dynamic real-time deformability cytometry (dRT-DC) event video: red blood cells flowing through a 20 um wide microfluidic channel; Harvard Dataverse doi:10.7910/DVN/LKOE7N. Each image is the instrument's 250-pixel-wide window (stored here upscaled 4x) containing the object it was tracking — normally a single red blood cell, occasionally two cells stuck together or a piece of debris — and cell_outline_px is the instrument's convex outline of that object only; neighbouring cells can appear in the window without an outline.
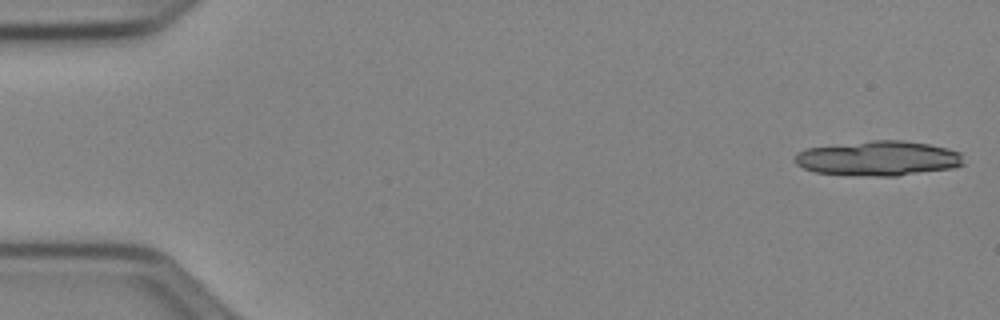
{"species": "Egyptian fruit bat (a non-hibernating species)", "species_latin": "Rousettus aegyptiacus", "temperature_condition": "cold", "stored_images_in_passage": 24, "camera_frame_rate_fps": 3000, "um_per_image_px": 0.085, "animal": {"sex": "female"}, "frame": {"image": 1, "passage_image": 1, "time_ms": 0.0, "image_size_px": [1000, 320], "cell_outline_px": [[964, 164], [952, 168], [896, 176], [852, 176], [816, 172], [804, 168], [796, 164], [792, 160], [796, 152], [804, 148], [872, 140], [904, 140], [928, 144], [948, 148], [960, 152]], "centroid_in_image_um": [74.6, 13.46], "position_along_channel_um": 10.4, "area_um2": 34.62}}
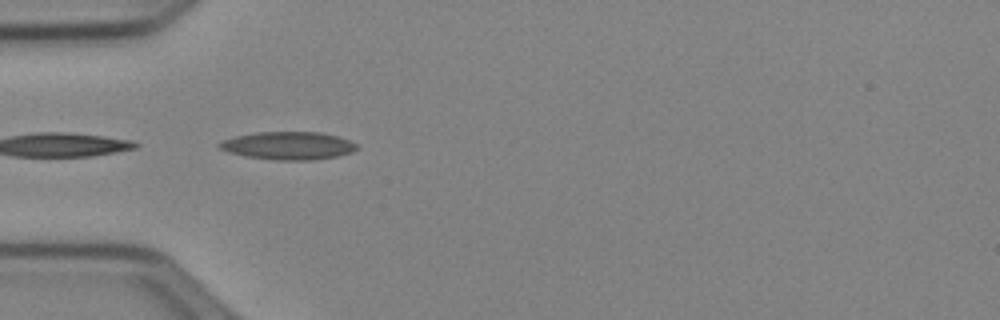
{"frame": {"image": 2, "passage_image": 16, "time_ms": 5.0, "image_size_px": [1000, 320], "cell_outline_px": [[360, 148], [352, 152], [336, 156], [312, 160], [272, 160], [248, 156], [228, 152], [220, 148], [216, 144], [224, 140], [236, 136], [256, 132], [320, 132], [336, 136], [348, 140], [356, 144]], "centroid_in_image_um": [24.51, 12.38], "position_along_channel_um": 60.5, "area_um2": 22.2}}